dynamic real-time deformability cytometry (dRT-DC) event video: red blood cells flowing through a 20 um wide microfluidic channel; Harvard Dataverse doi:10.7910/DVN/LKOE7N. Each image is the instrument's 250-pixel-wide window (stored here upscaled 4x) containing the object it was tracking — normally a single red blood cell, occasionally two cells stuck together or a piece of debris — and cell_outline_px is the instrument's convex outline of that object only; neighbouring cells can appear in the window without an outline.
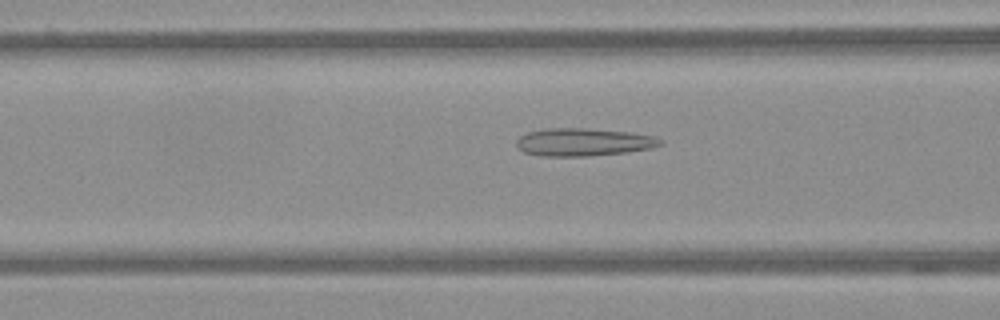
{"species": "Egyptian fruit bat (a non-hibernating species)", "species_latin": "Rousettus aegyptiacus", "temperature_condition": "warm", "stored_images_in_passage": 57, "camera_frame_rate_fps": 3000, "um_per_image_px": 0.085, "frame": {"image": 1, "passage_image": 23, "time_ms": 7.333, "image_size_px": [1000, 320], "cell_outline_px": [[664, 144], [652, 148], [624, 152], [588, 156], [540, 156], [524, 152], [516, 144], [516, 140], [520, 136], [528, 132], [548, 128], [584, 128], [632, 132], [656, 136], [664, 140]], "centroid_in_image_um": [49.64, 12.07], "position_along_channel_um": 117.0, "area_um2": 23.41}}
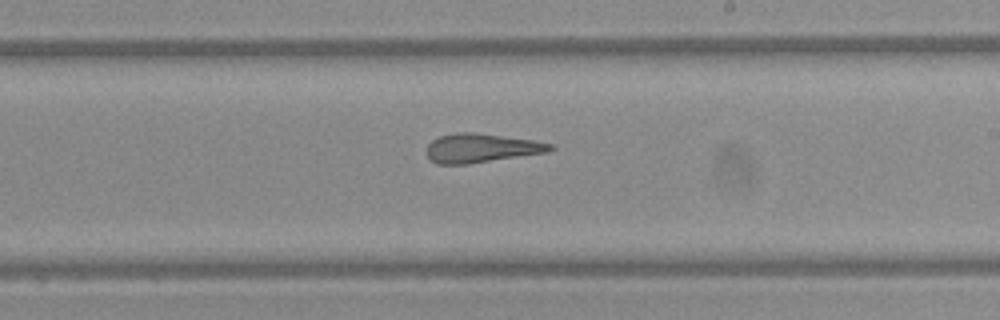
{"frame": {"image": 2, "passage_image": 34, "time_ms": 11.0, "image_size_px": [1000, 320], "cell_outline_px": [[556, 148], [548, 152], [468, 164], [436, 164], [428, 156], [428, 144], [432, 140], [440, 136], [456, 132], [472, 132], [532, 140], [552, 144]], "centroid_in_image_um": [40.91, 12.59], "position_along_channel_um": 248.1, "area_um2": 20.63}}
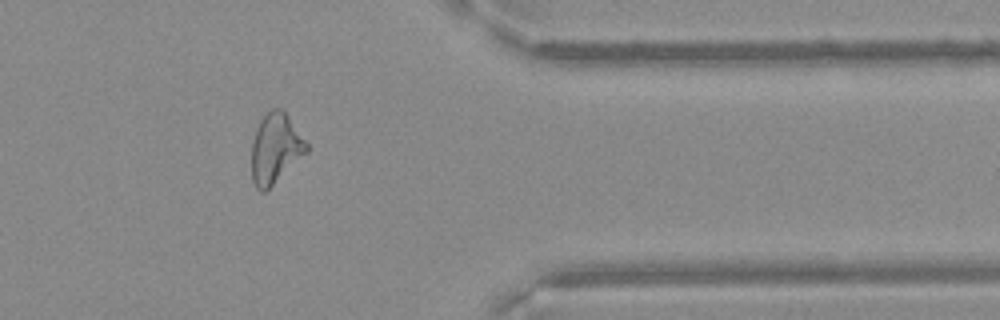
{"frame": {"image": 3, "passage_image": 47, "time_ms": 15.333, "image_size_px": [1000, 320], "cell_outline_px": [[308, 152], [264, 192], [260, 192], [256, 188], [252, 180], [252, 140], [256, 128], [260, 120], [272, 108], [284, 108], [308, 144]], "centroid_in_image_um": [23.42, 12.59], "position_along_channel_um": 388.0, "area_um2": 22.48}}